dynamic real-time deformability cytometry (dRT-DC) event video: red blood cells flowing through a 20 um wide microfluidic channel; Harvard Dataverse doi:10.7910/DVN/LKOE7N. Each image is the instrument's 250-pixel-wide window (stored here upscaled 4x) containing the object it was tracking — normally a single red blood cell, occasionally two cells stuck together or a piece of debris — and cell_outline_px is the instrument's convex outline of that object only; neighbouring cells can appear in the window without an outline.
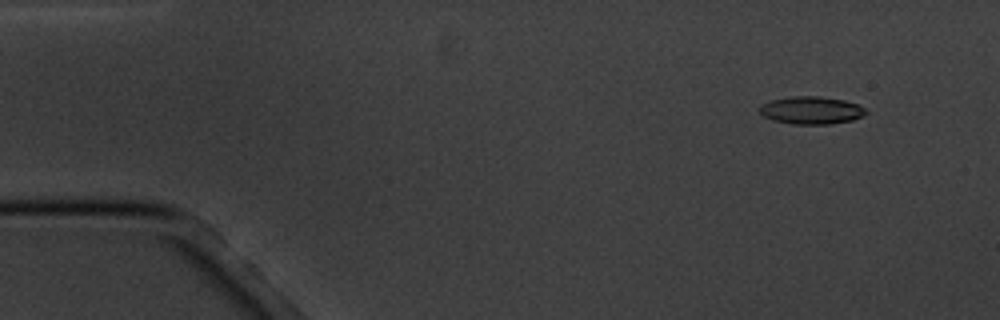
{"species": "common noctule bat (a hibernating species)", "species_latin": "Nyctalus noctula", "temperature_condition": "cold", "stored_images_in_passage": 5, "camera_frame_rate_fps": 3000, "um_per_image_px": 0.085, "animal": {"sex": "male", "body_mass_g": 20.1, "forearm_length_mm": 53.5}, "frame": {"image": 1, "passage_image": 2, "time_ms": 1.0, "image_size_px": [1000, 320], "cell_outline_px": [[868, 112], [864, 116], [852, 120], [828, 124], [792, 124], [772, 120], [764, 116], [760, 112], [760, 108], [764, 104], [772, 100], [792, 96], [820, 96], [844, 100], [856, 104], [864, 108]], "centroid_in_image_um": [68.99, 9.38], "position_along_channel_um": 16.0, "area_um2": 16.99}}
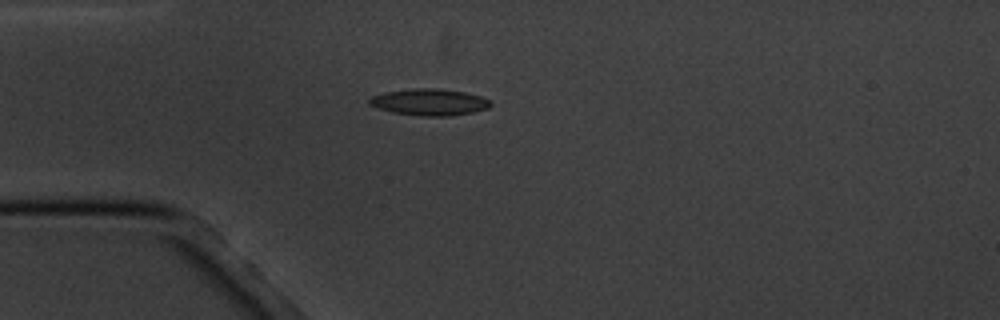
{"frame": {"image": 2, "passage_image": 5, "time_ms": 4.333, "image_size_px": [1000, 320], "cell_outline_px": [[492, 104], [488, 108], [472, 112], [448, 116], [420, 116], [392, 112], [368, 104], [368, 100], [372, 96], [384, 92], [412, 88], [440, 88], [464, 92], [480, 96], [488, 100]], "centroid_in_image_um": [36.48, 8.67], "position_along_channel_um": 48.5, "area_um2": 18.73}}